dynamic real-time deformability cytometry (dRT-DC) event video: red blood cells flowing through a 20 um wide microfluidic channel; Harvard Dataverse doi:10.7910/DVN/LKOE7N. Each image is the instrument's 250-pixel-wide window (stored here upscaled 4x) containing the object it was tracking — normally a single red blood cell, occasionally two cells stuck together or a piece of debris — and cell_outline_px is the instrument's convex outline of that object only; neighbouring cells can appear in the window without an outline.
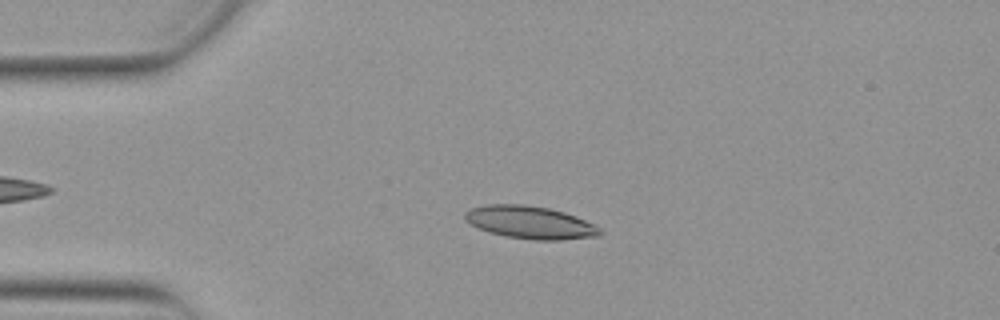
{"species": "Egyptian fruit bat (a non-hibernating species)", "species_latin": "Rousettus aegyptiacus", "temperature_condition": "warm", "stored_images_in_passage": 47, "camera_frame_rate_fps": 3000, "um_per_image_px": 0.085, "animal": {"sex": "female"}, "frame": {"image": 1, "passage_image": 12, "time_ms": 3.667, "image_size_px": [1000, 320], "cell_outline_px": [[600, 236], [560, 240], [536, 240], [508, 236], [488, 232], [464, 220], [464, 212], [472, 208], [488, 204], [524, 204], [548, 208], [564, 212], [576, 216], [600, 228]], "centroid_in_image_um": [45.05, 18.9], "position_along_channel_um": 40.0, "area_um2": 25.49}}
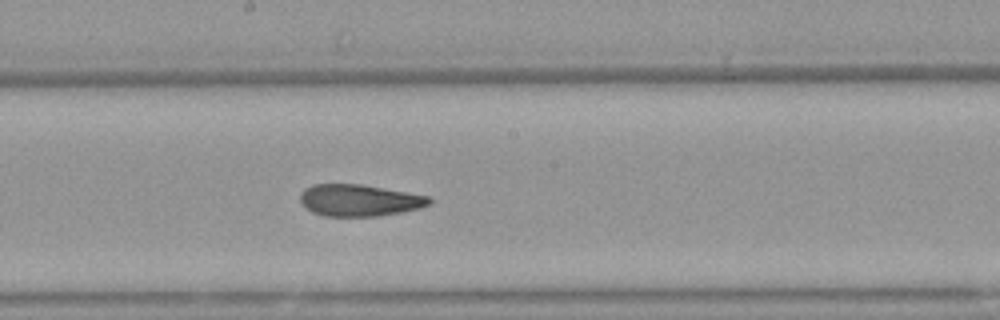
{"frame": {"image": 2, "passage_image": 28, "time_ms": 9.0, "image_size_px": [1000, 320], "cell_outline_px": [[432, 200], [428, 204], [420, 208], [400, 212], [376, 216], [324, 216], [312, 212], [304, 208], [300, 200], [300, 192], [304, 188], [312, 184], [360, 184], [428, 196]], "centroid_in_image_um": [30.47, 17.02], "position_along_channel_um": 217.7, "area_um2": 23.81}}
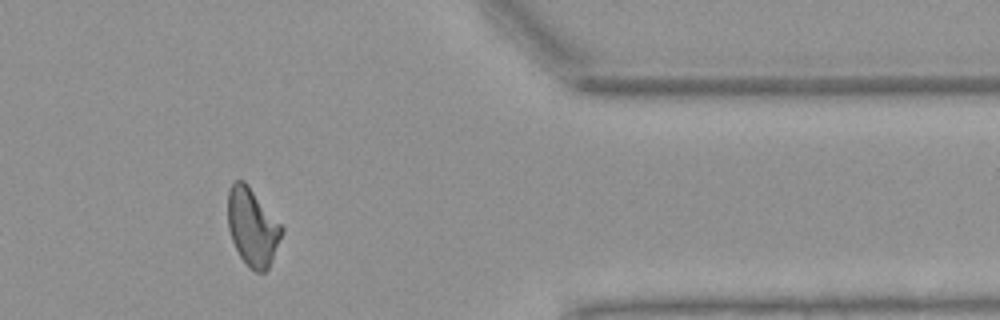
{"frame": {"image": 3, "passage_image": 43, "time_ms": 14.0, "image_size_px": [1000, 320], "cell_outline_px": [[284, 232], [272, 260], [268, 268], [264, 272], [256, 272], [248, 268], [240, 256], [232, 240], [228, 228], [228, 192], [232, 184], [236, 180], [244, 180], [248, 184], [284, 228]], "centroid_in_image_um": [21.46, 19.31], "position_along_channel_um": 389.9, "area_um2": 24.39}, "authors_computed_cell_mechanics": {"area_um2": 24.4494, "velocity_mm_per_s": 3.8997, "shape_relaxation_time_tau1_ms": null, "shape_relaxation_time_tau2_ms": 2.5851, "deformation_change_tau1": null, "deformation_change_tau2": 0.1095}}